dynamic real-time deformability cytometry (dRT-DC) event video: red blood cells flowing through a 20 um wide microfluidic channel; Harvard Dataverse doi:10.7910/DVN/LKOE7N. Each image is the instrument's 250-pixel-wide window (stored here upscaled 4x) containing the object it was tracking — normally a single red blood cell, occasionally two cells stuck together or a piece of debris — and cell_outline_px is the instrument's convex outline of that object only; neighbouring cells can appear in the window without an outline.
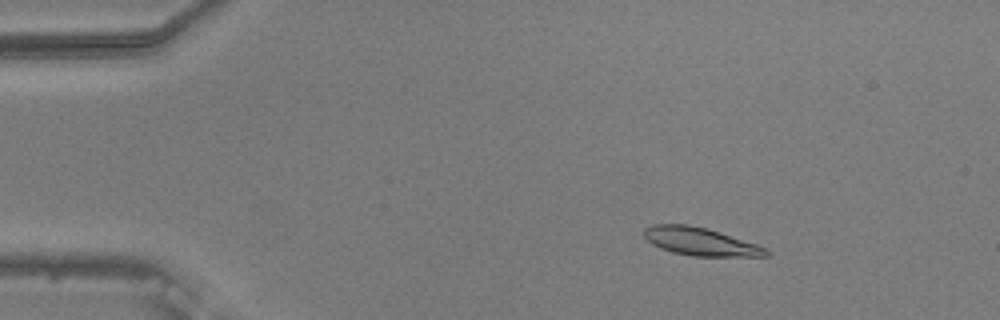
{"species": "common noctule bat (a hibernating species)", "species_latin": "Nyctalus noctula", "temperature_condition": "warm", "stored_images_in_passage": 54, "camera_frame_rate_fps": 3000, "um_per_image_px": 0.085, "animal": {"sex": "male", "body_mass_g": 20.5, "forearm_length_mm": 52.5}, "frame": {"image": 1, "passage_image": 8, "time_ms": 2.333, "image_size_px": [1000, 320], "cell_outline_px": [[772, 252], [768, 256], [692, 256], [672, 252], [660, 248], [652, 244], [644, 236], [644, 228], [652, 224], [688, 224], [708, 228], [768, 248]], "centroid_in_image_um": [59.54, 20.53], "position_along_channel_um": 25.5, "area_um2": 20.0}}
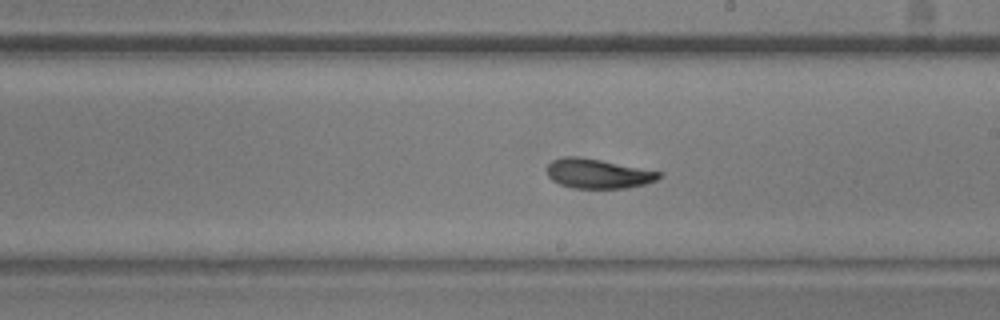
{"frame": {"image": 2, "passage_image": 31, "time_ms": 10.0, "image_size_px": [1000, 320], "cell_outline_px": [[664, 176], [656, 180], [644, 184], [628, 188], [572, 188], [560, 184], [552, 180], [548, 176], [548, 164], [552, 160], [564, 156], [580, 156], [664, 172]], "centroid_in_image_um": [50.86, 14.75], "position_along_channel_um": 238.1, "area_um2": 19.48}}
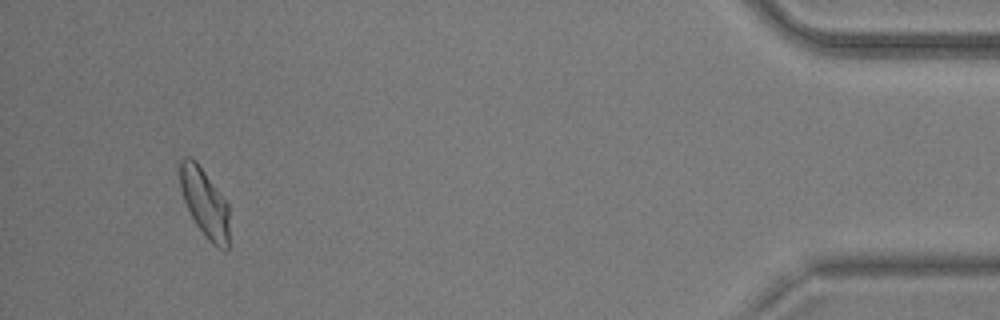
{"frame": {"image": 3, "passage_image": 51, "time_ms": 16.667, "image_size_px": [1000, 320], "cell_outline_px": [[228, 248], [224, 252], [212, 244], [204, 236], [196, 224], [184, 200], [180, 188], [176, 164], [176, 160], [184, 156], [192, 156], [196, 160], [228, 204]], "centroid_in_image_um": [17.33, 17.16], "position_along_channel_um": 417.9, "area_um2": 20.17}, "authors_computed_cell_mechanics": {"area_um2": 19.5942, "velocity_mm_per_s": 3.7318, "shape_relaxation_time_tau1_ms": 4.0828, "shape_relaxation_time_tau2_ms": 2.1632, "deformation_change_tau1": 0.1216, "deformation_change_tau2": 0.07}}